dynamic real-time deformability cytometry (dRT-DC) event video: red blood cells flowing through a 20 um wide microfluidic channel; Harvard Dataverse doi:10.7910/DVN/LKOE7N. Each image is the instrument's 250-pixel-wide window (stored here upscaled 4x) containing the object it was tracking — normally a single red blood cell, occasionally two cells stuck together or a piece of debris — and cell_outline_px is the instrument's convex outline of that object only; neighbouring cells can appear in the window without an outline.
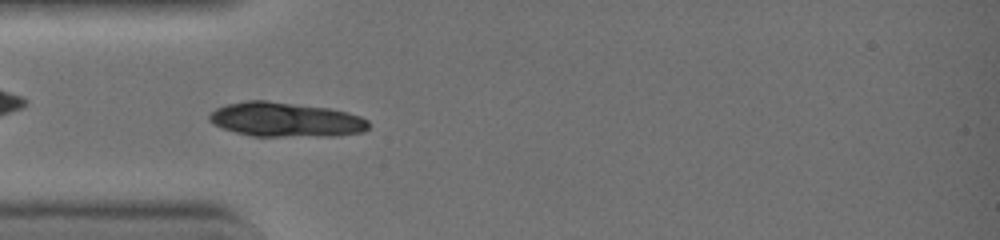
{"species": "common noctule bat (a hibernating species)", "species_latin": "Nyctalus noctula", "temperature_condition": "warm", "stored_images_in_passage": 43, "camera_frame_rate_fps": 3000, "um_per_image_px": 0.085, "animal": {"sex": "female", "body_mass_g": 19.0, "forearm_length_mm": 51.5}, "frame": {"image": 1, "passage_image": 13, "time_ms": 4.0, "image_size_px": [1000, 240], "cell_outline_px": [[368, 128], [364, 132], [336, 136], [252, 136], [236, 132], [212, 124], [208, 120], [208, 116], [216, 108], [228, 104], [248, 100], [264, 100], [328, 108], [360, 116], [368, 120]], "centroid_in_image_um": [24.27, 10.18], "position_along_channel_um": 60.7, "area_um2": 31.85}}
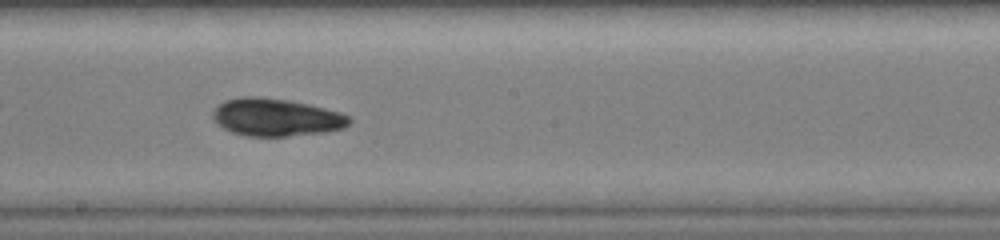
{"frame": {"image": 2, "passage_image": 24, "time_ms": 7.667, "image_size_px": [1000, 240], "cell_outline_px": [[352, 120], [344, 128], [324, 132], [288, 136], [244, 136], [232, 132], [216, 124], [212, 116], [212, 112], [224, 100], [244, 96], [252, 96], [288, 100], [308, 104], [340, 112], [348, 116]], "centroid_in_image_um": [23.45, 9.98], "position_along_channel_um": 224.8, "area_um2": 29.82}}
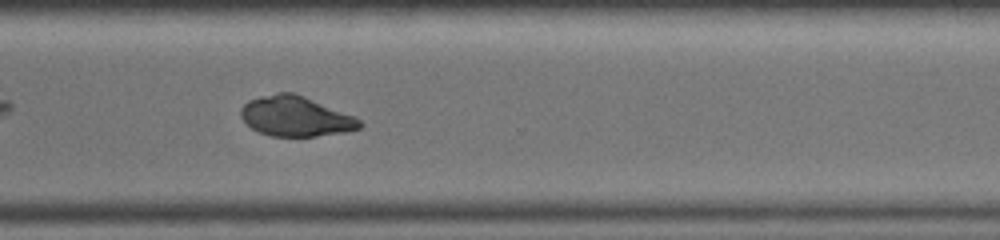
{"frame": {"image": 3, "passage_image": 32, "time_ms": 10.333, "image_size_px": [1000, 240], "cell_outline_px": [[364, 124], [360, 128], [348, 132], [316, 136], [272, 136], [260, 132], [252, 128], [240, 116], [240, 108], [248, 100], [260, 96], [276, 92], [296, 92], [356, 116]], "centroid_in_image_um": [25.17, 9.87], "position_along_channel_um": 345.4, "area_um2": 28.15}, "authors_computed_cell_mechanics": {"area_um2": 28.8422, "velocity_mm_per_s": 4.509, "shape_relaxation_time_tau1_ms": 7.7283, "shape_relaxation_time_tau2_ms": null, "deformation_change_tau1": 0.2772, "deformation_change_tau2": null}}